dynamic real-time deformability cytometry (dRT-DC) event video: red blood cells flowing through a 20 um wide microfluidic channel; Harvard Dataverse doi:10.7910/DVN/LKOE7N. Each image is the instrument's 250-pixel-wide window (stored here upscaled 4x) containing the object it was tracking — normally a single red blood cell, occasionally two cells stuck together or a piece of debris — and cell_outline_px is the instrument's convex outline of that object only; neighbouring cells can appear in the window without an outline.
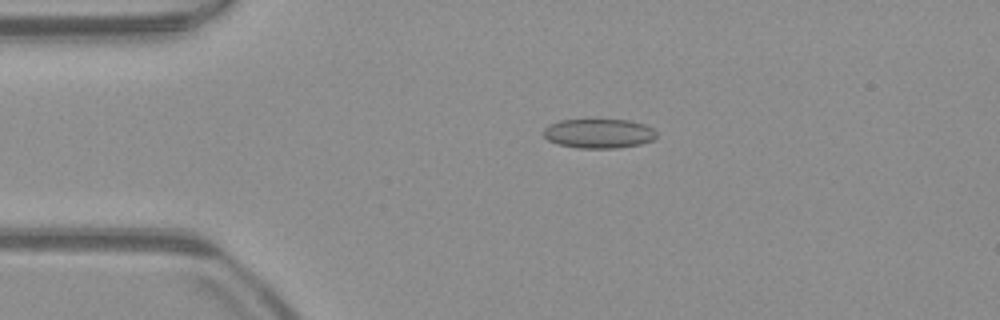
{"species": "common noctule bat (a hibernating species)", "species_latin": "Nyctalus noctula", "temperature_condition": "warm", "stored_images_in_passage": 36, "camera_frame_rate_fps": 3000, "um_per_image_px": 0.085, "animal": {"sex": "male", "body_mass_g": 23.1, "forearm_length_mm": 52.7}, "frame": {"image": 1, "passage_image": 3, "time_ms": 0.667, "image_size_px": [1000, 320], "cell_outline_px": [[656, 136], [652, 140], [640, 144], [616, 148], [580, 148], [560, 144], [548, 140], [544, 136], [544, 128], [548, 124], [560, 120], [628, 120], [644, 124], [652, 128], [656, 132]], "centroid_in_image_um": [50.89, 11.34], "position_along_channel_um": 34.1, "area_um2": 19.19}}
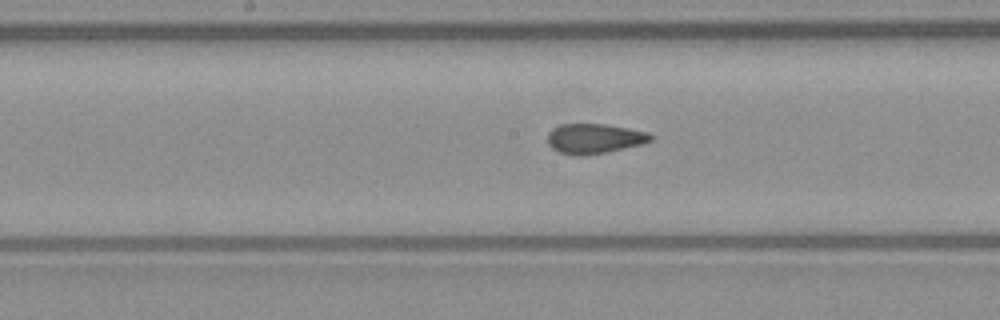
{"frame": {"image": 2, "passage_image": 18, "time_ms": 5.667, "image_size_px": [1000, 320], "cell_outline_px": [[656, 136], [652, 140], [644, 144], [584, 156], [576, 156], [560, 152], [552, 148], [548, 144], [548, 132], [552, 128], [560, 124], [604, 124], [628, 128], [648, 132]], "centroid_in_image_um": [50.54, 11.78], "position_along_channel_um": 197.7, "area_um2": 18.09}}
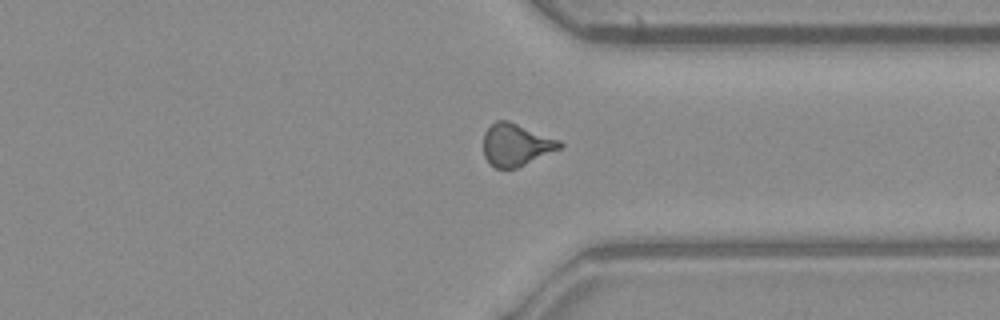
{"frame": {"image": 3, "passage_image": 31, "time_ms": 10.0, "image_size_px": [1000, 320], "cell_outline_px": [[564, 144], [560, 148], [516, 168], [496, 168], [484, 156], [484, 132], [496, 120], [508, 120], [560, 140]], "centroid_in_image_um": [43.86, 12.29], "position_along_channel_um": 367.5, "area_um2": 18.5}, "authors_computed_cell_mechanics": {"area_um2": 18.496, "velocity_mm_per_s": 3.9644, "shape_relaxation_time_tau1_ms": null, "shape_relaxation_time_tau2_ms": 1.4619, "deformation_change_tau1": null, "deformation_change_tau2": 0.0768}}